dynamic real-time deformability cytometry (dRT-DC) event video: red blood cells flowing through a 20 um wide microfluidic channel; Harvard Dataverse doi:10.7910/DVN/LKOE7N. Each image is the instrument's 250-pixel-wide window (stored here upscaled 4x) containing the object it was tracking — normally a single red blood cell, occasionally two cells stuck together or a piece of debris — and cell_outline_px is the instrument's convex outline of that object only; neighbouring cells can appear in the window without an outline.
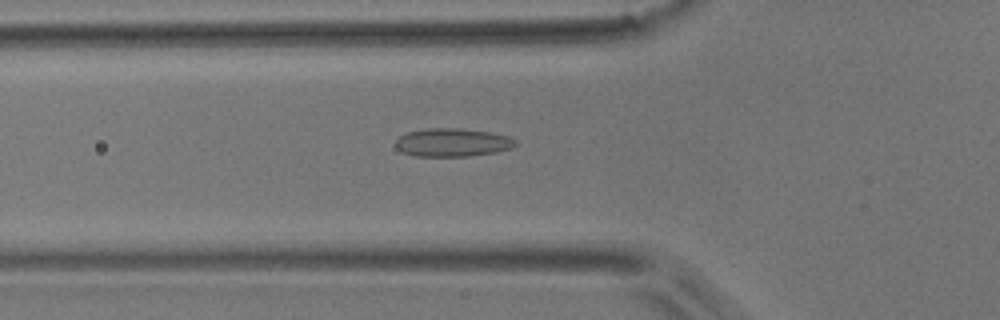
{"species": "common noctule bat (a hibernating species)", "species_latin": "Nyctalus noctula", "temperature_condition": "room temperature", "stored_images_in_passage": 39, "camera_frame_rate_fps": 3000, "um_per_image_px": 0.085, "animal": {"sex": "male", "body_mass_g": 17.9}, "frame": {"image": 1, "passage_image": 11, "time_ms": 3.333, "image_size_px": [1000, 320], "cell_outline_px": [[516, 144], [512, 148], [496, 152], [468, 156], [416, 156], [400, 152], [396, 148], [396, 140], [400, 136], [408, 132], [428, 128], [456, 128], [488, 132], [508, 136], [516, 140]], "centroid_in_image_um": [38.44, 12.11], "position_along_channel_um": 87.4, "area_um2": 19.65}}
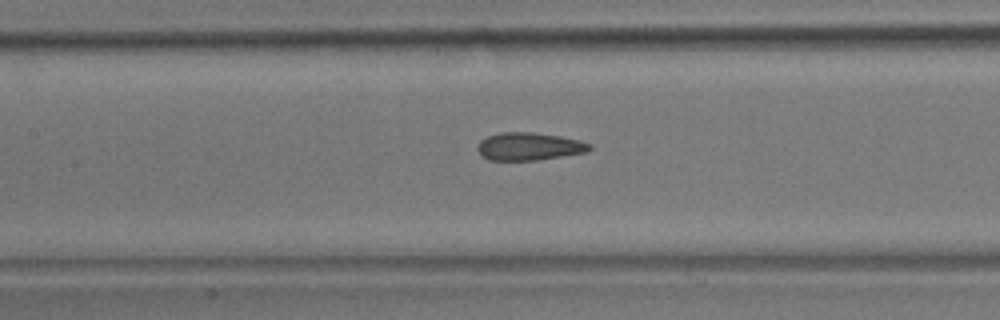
{"frame": {"image": 2, "passage_image": 17, "time_ms": 5.333, "image_size_px": [1000, 320], "cell_outline_px": [[592, 148], [588, 152], [536, 160], [488, 160], [480, 156], [476, 148], [480, 140], [488, 136], [500, 132], [532, 132], [560, 136], [580, 140], [592, 144]], "centroid_in_image_um": [44.96, 12.45], "position_along_channel_um": 162.4, "area_um2": 18.32}}
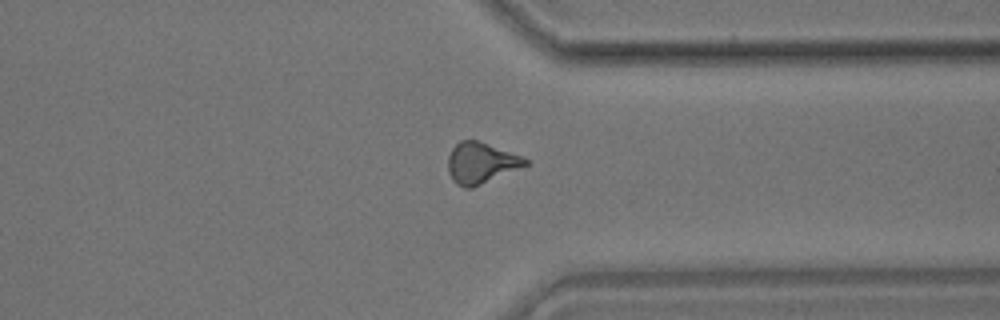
{"frame": {"image": 3, "passage_image": 34, "time_ms": 11.0, "image_size_px": [1000, 320], "cell_outline_px": [[528, 164], [472, 188], [464, 188], [456, 184], [452, 180], [448, 172], [448, 156], [452, 148], [460, 140], [476, 140], [520, 156], [528, 160]], "centroid_in_image_um": [40.81, 13.87], "position_along_channel_um": 370.6, "area_um2": 18.09}, "authors_computed_cell_mechanics": {"area_um2": 18.3804, "velocity_mm_per_s": 3.7036, "shape_relaxation_time_tau1_ms": null, "shape_relaxation_time_tau2_ms": 2.0201, "deformation_change_tau1": null, "deformation_change_tau2": 0.1078}}